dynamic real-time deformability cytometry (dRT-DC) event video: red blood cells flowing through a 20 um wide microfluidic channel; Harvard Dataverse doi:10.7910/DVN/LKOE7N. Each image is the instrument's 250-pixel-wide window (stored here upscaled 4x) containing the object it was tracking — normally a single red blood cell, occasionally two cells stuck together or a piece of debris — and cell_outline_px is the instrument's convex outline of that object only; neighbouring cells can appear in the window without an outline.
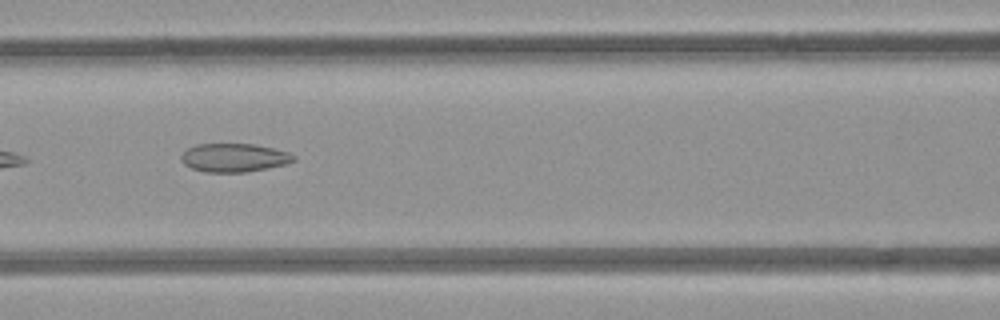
{"species": "common noctule bat (a hibernating species)", "species_latin": "Nyctalus noctula", "temperature_condition": "room temperature", "stored_images_in_passage": 7, "camera_frame_rate_fps": 3000, "um_per_image_px": 0.085, "animal": {"sex": "female", "body_mass_g": 21.9}, "frame": {"image": 1, "passage_image": 5, "time_ms": 4.333, "image_size_px": [1000, 320], "cell_outline_px": [[296, 160], [284, 164], [268, 168], [244, 172], [204, 172], [192, 168], [184, 164], [180, 156], [188, 148], [196, 144], [256, 144], [288, 152], [296, 156]], "centroid_in_image_um": [19.9, 13.4], "position_along_channel_um": 146.7, "area_um2": 18.61}}
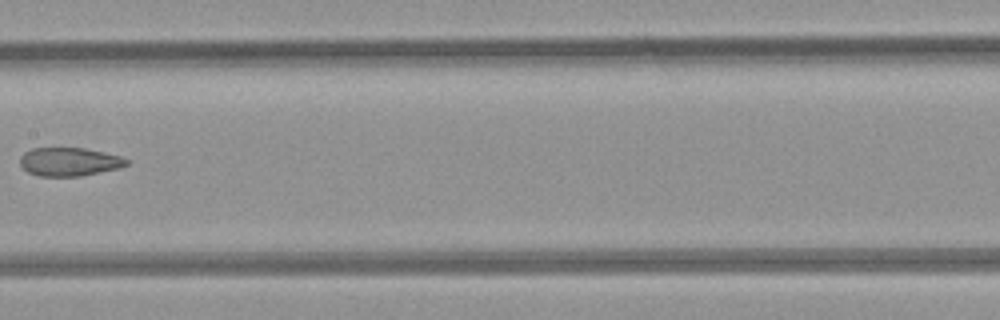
{"frame": {"image": 2, "passage_image": 6, "time_ms": 5.667, "image_size_px": [1000, 320], "cell_outline_px": [[128, 164], [120, 168], [80, 176], [40, 176], [28, 172], [20, 164], [20, 156], [24, 152], [32, 148], [84, 148], [104, 152], [120, 156], [128, 160]], "centroid_in_image_um": [5.88, 13.74], "position_along_channel_um": 201.5, "area_um2": 17.63}}
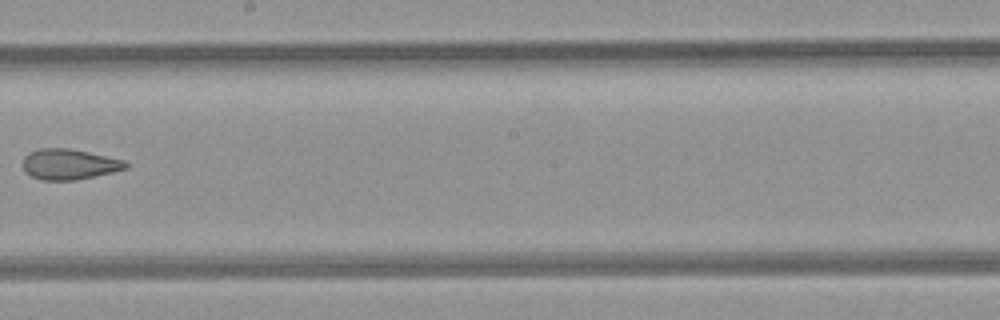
{"frame": {"image": 3, "passage_image": 7, "time_ms": 6.667, "image_size_px": [1000, 320], "cell_outline_px": [[128, 168], [112, 172], [76, 180], [44, 180], [32, 176], [24, 172], [24, 156], [28, 152], [40, 148], [68, 148], [88, 152], [124, 160], [128, 164]], "centroid_in_image_um": [5.87, 13.96], "position_along_channel_um": 242.3, "area_um2": 18.21}}